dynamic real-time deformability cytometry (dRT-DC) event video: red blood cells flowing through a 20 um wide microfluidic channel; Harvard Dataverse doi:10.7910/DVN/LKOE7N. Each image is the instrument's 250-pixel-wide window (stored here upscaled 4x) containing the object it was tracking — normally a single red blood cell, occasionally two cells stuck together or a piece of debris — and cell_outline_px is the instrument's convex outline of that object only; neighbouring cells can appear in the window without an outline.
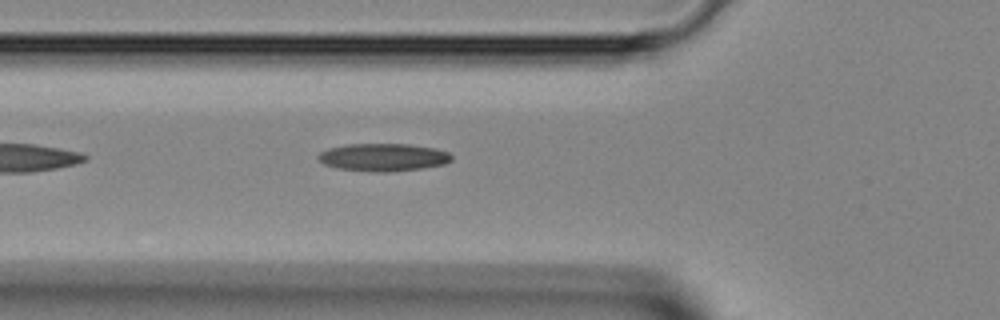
{"species": "Egyptian fruit bat (a non-hibernating species)", "species_latin": "Rousettus aegyptiacus", "temperature_condition": "room temperature", "stored_images_in_passage": 28, "camera_frame_rate_fps": 3000, "um_per_image_px": 0.085, "animal": {"sex": "female"}, "frame": {"image": 1, "passage_image": 2, "time_ms": 0.333, "image_size_px": [1000, 320], "cell_outline_px": [[452, 160], [444, 164], [420, 168], [392, 172], [376, 172], [336, 168], [324, 164], [316, 156], [320, 152], [328, 148], [348, 144], [408, 144], [436, 148], [448, 152], [452, 156]], "centroid_in_image_um": [32.57, 13.36], "position_along_channel_um": 93.2, "area_um2": 21.56}}
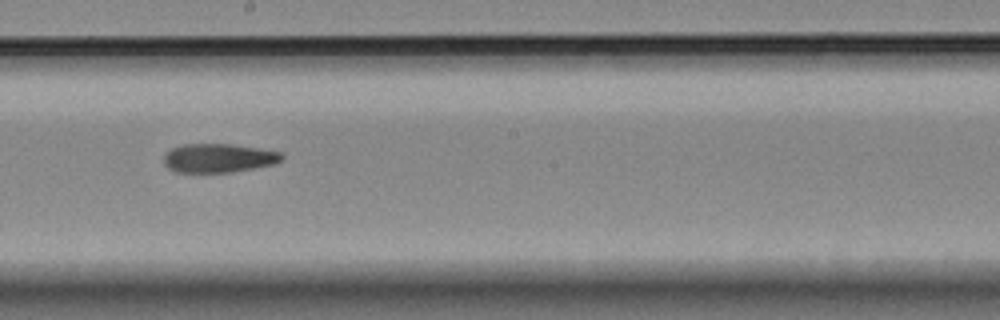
{"frame": {"image": 2, "passage_image": 11, "time_ms": 3.333, "image_size_px": [1000, 320], "cell_outline_px": [[284, 156], [276, 164], [232, 172], [176, 172], [168, 168], [164, 164], [164, 156], [172, 148], [184, 144], [232, 144], [260, 148], [284, 152]], "centroid_in_image_um": [18.62, 13.43], "position_along_channel_um": 229.6, "area_um2": 19.94}}
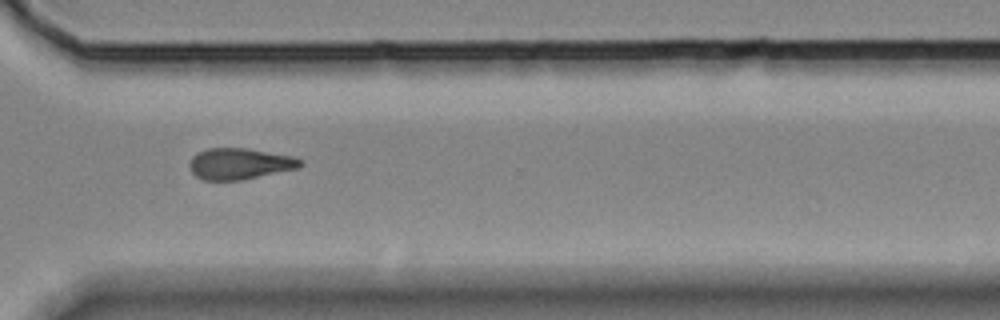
{"frame": {"image": 3, "passage_image": 19, "time_ms": 6.0, "image_size_px": [1000, 320], "cell_outline_px": [[304, 164], [300, 168], [244, 180], [204, 180], [196, 176], [192, 172], [188, 164], [192, 156], [196, 152], [208, 148], [248, 148], [296, 156]], "centroid_in_image_um": [20.4, 13.91], "position_along_channel_um": 350.2, "area_um2": 20.58}}